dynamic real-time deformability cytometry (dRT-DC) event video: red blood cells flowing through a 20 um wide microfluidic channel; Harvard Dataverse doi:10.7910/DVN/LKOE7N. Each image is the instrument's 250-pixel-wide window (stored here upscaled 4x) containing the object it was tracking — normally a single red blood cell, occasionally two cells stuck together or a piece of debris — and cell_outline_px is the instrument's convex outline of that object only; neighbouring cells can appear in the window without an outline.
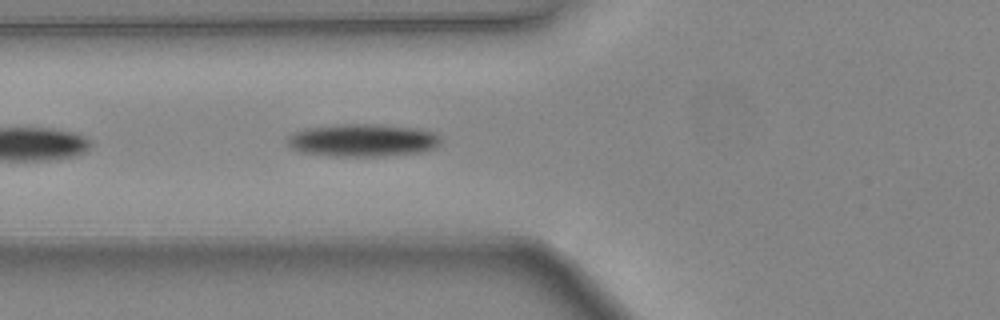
{"species": "common noctule bat (a hibernating species)", "species_latin": "Nyctalus noctula", "temperature_condition": "warm", "stored_images_in_passage": 27, "camera_frame_rate_fps": 3000, "um_per_image_px": 0.085, "animal": {"sex": "female", "body_mass_g": 24.6, "forearm_length_mm": 56.2}, "frame": {"image": 1, "passage_image": 20, "time_ms": 6.333, "image_size_px": [1000, 320], "cell_outline_px": [[440, 144], [436, 148], [424, 152], [380, 156], [332, 156], [300, 152], [284, 144], [288, 136], [292, 132], [304, 128], [340, 124], [376, 124], [416, 128], [432, 132], [440, 136]], "centroid_in_image_um": [30.79, 11.92], "position_along_channel_um": 95.0, "area_um2": 29.59}}
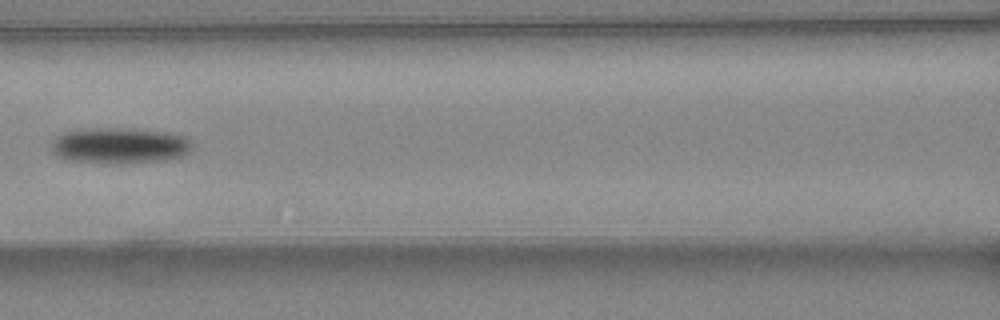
{"frame": {"image": 2, "passage_image": 24, "time_ms": 7.667, "image_size_px": [1000, 320], "cell_outline_px": [[196, 144], [192, 152], [184, 156], [164, 160], [120, 164], [100, 164], [64, 160], [56, 156], [52, 152], [52, 140], [60, 132], [92, 128], [132, 128], [168, 132], [184, 136], [192, 140]], "centroid_in_image_um": [10.19, 12.39], "position_along_channel_um": 156.4, "area_um2": 30.63}}